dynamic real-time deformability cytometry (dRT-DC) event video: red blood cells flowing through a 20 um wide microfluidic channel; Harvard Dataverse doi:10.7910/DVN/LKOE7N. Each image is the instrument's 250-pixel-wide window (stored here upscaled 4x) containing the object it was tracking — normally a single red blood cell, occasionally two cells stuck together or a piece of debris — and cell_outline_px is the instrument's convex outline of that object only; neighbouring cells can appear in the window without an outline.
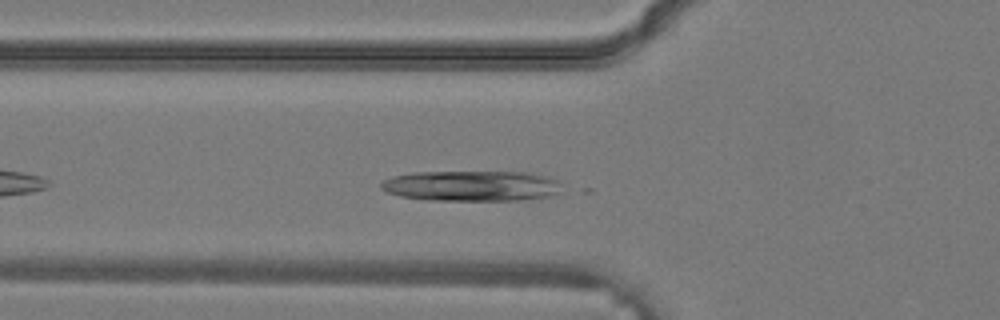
{"species": "common noctule bat (a hibernating species)", "species_latin": "Nyctalus noctula", "temperature_condition": "warm", "stored_images_in_passage": 21, "camera_frame_rate_fps": 3000, "um_per_image_px": 0.085, "animal": {"sex": "male", "body_mass_g": 19.2, "forearm_length_mm": 51.8}, "frame": {"image": 1, "passage_image": 4, "time_ms": 1.0, "image_size_px": [1000, 320], "cell_outline_px": [[560, 192], [552, 196], [520, 200], [424, 200], [400, 196], [388, 192], [380, 188], [380, 184], [384, 180], [392, 176], [412, 172], [524, 172], [544, 176], [556, 180], [560, 184]], "centroid_in_image_um": [40.05, 15.8], "position_along_channel_um": 85.8, "area_um2": 32.14}}
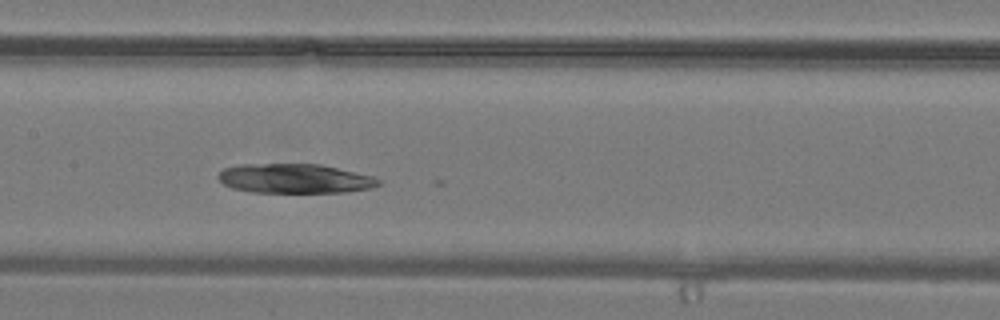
{"frame": {"image": 2, "passage_image": 9, "time_ms": 2.667, "image_size_px": [1000, 320], "cell_outline_px": [[380, 184], [372, 188], [344, 192], [252, 192], [232, 188], [224, 184], [216, 176], [224, 168], [240, 164], [320, 164], [372, 176], [380, 180]], "centroid_in_image_um": [25.03, 15.17], "position_along_channel_um": 182.4, "area_um2": 27.34}}
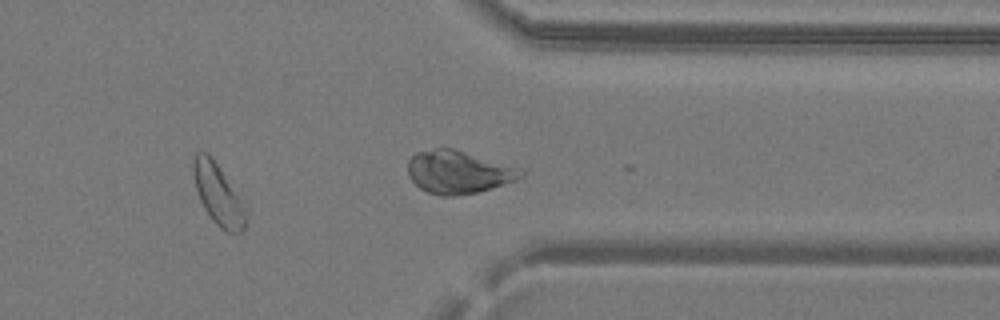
{"frame": {"image": 3, "passage_image": 19, "time_ms": 6.0, "image_size_px": [1000, 320], "cell_outline_px": [[248, 220], [244, 232], [228, 232], [220, 228], [212, 220], [204, 208], [200, 200], [196, 188], [192, 172], [192, 160], [196, 152], [208, 152], [248, 208]], "centroid_in_image_um": [18.58, 16.56], "position_along_channel_um": 392.8, "area_um2": 18.96}}